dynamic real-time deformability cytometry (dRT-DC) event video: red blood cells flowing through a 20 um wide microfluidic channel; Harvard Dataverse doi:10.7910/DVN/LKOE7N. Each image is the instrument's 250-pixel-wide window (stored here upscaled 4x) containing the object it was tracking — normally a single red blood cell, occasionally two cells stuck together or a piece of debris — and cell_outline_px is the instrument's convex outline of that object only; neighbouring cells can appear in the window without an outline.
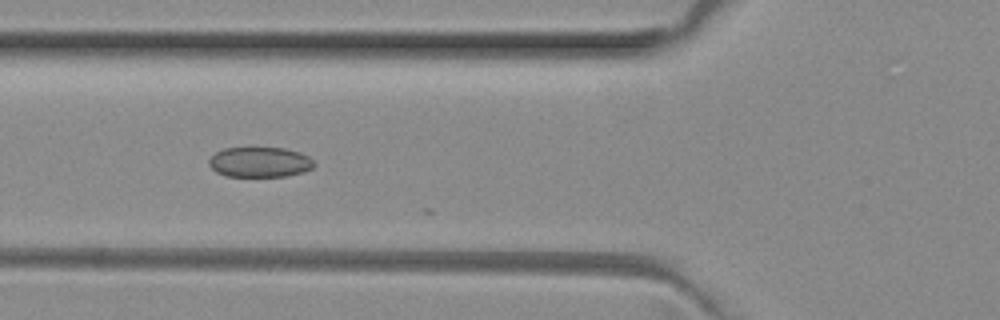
{"species": "common noctule bat (a hibernating species)", "species_latin": "Nyctalus noctula", "temperature_condition": "room temperature", "stored_images_in_passage": 6, "camera_frame_rate_fps": 3000, "um_per_image_px": 0.085, "animal": {"sex": "female", "body_mass_g": 29.2, "forearm_length_mm": 56.3}, "frame": {"image": 1, "passage_image": 5, "time_ms": 1.333, "image_size_px": [1000, 320], "cell_outline_px": [[316, 164], [312, 168], [304, 172], [288, 176], [224, 176], [216, 172], [208, 164], [208, 160], [216, 152], [224, 148], [252, 144], [284, 148], [300, 152], [308, 156]], "centroid_in_image_um": [22.06, 13.72], "position_along_channel_um": 103.7, "area_um2": 19.42}}